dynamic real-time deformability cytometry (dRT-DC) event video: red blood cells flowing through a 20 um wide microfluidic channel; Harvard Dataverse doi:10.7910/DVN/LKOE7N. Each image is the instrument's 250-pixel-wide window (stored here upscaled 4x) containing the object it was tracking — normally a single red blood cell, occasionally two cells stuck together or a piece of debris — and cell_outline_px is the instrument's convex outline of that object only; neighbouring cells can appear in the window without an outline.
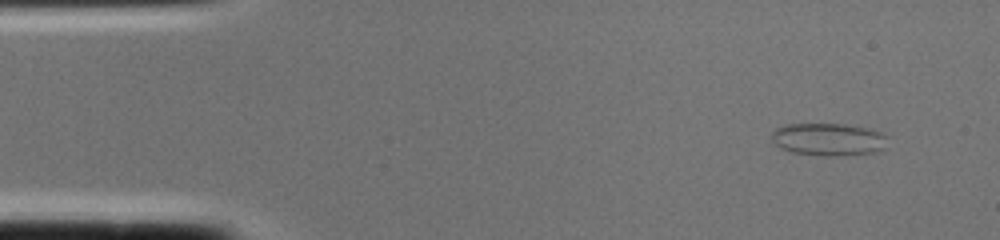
{"species": "common noctule bat (a hibernating species)", "species_latin": "Nyctalus noctula", "temperature_condition": "cold", "stored_images_in_passage": 1, "camera_frame_rate_fps": 3000, "um_per_image_px": 0.085, "animal": {"sex": "female", "body_mass_g": 22.0, "forearm_length_mm": 56.7}, "frame": {"image": 1, "passage_image": 1, "time_ms": 0.0, "image_size_px": [1000, 240], "cell_outline_px": [[888, 136], [880, 148], [872, 152], [836, 156], [824, 156], [792, 152], [780, 148], [772, 140], [772, 132], [776, 128], [788, 124], [844, 124], [868, 128], [880, 132]], "centroid_in_image_um": [70.36, 11.84], "position_along_channel_um": 14.6, "area_um2": 21.68}}